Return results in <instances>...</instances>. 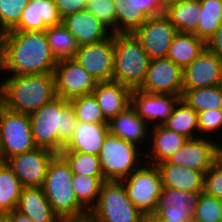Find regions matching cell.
Here are the masks:
<instances>
[{
    "label": "cell",
    "mask_w": 222,
    "mask_h": 222,
    "mask_svg": "<svg viewBox=\"0 0 222 222\" xmlns=\"http://www.w3.org/2000/svg\"><path fill=\"white\" fill-rule=\"evenodd\" d=\"M58 60L44 31H7L0 68L3 75L53 73Z\"/></svg>",
    "instance_id": "obj_1"
},
{
    "label": "cell",
    "mask_w": 222,
    "mask_h": 222,
    "mask_svg": "<svg viewBox=\"0 0 222 222\" xmlns=\"http://www.w3.org/2000/svg\"><path fill=\"white\" fill-rule=\"evenodd\" d=\"M34 143L59 154L76 127L75 111L69 100L55 97L29 115Z\"/></svg>",
    "instance_id": "obj_2"
},
{
    "label": "cell",
    "mask_w": 222,
    "mask_h": 222,
    "mask_svg": "<svg viewBox=\"0 0 222 222\" xmlns=\"http://www.w3.org/2000/svg\"><path fill=\"white\" fill-rule=\"evenodd\" d=\"M55 97L53 73L2 77V106L11 111L31 115Z\"/></svg>",
    "instance_id": "obj_3"
},
{
    "label": "cell",
    "mask_w": 222,
    "mask_h": 222,
    "mask_svg": "<svg viewBox=\"0 0 222 222\" xmlns=\"http://www.w3.org/2000/svg\"><path fill=\"white\" fill-rule=\"evenodd\" d=\"M72 175L66 160L56 154L48 165L42 188L53 211L63 222H87L89 212L75 196Z\"/></svg>",
    "instance_id": "obj_4"
},
{
    "label": "cell",
    "mask_w": 222,
    "mask_h": 222,
    "mask_svg": "<svg viewBox=\"0 0 222 222\" xmlns=\"http://www.w3.org/2000/svg\"><path fill=\"white\" fill-rule=\"evenodd\" d=\"M150 57L132 33H114L112 81L139 89L147 74Z\"/></svg>",
    "instance_id": "obj_5"
},
{
    "label": "cell",
    "mask_w": 222,
    "mask_h": 222,
    "mask_svg": "<svg viewBox=\"0 0 222 222\" xmlns=\"http://www.w3.org/2000/svg\"><path fill=\"white\" fill-rule=\"evenodd\" d=\"M87 222H147V216L134 206L121 181H105Z\"/></svg>",
    "instance_id": "obj_6"
},
{
    "label": "cell",
    "mask_w": 222,
    "mask_h": 222,
    "mask_svg": "<svg viewBox=\"0 0 222 222\" xmlns=\"http://www.w3.org/2000/svg\"><path fill=\"white\" fill-rule=\"evenodd\" d=\"M98 156L107 181L126 179L145 161L139 146L110 133L105 137Z\"/></svg>",
    "instance_id": "obj_7"
},
{
    "label": "cell",
    "mask_w": 222,
    "mask_h": 222,
    "mask_svg": "<svg viewBox=\"0 0 222 222\" xmlns=\"http://www.w3.org/2000/svg\"><path fill=\"white\" fill-rule=\"evenodd\" d=\"M34 143L30 117L0 107V161L31 151Z\"/></svg>",
    "instance_id": "obj_8"
},
{
    "label": "cell",
    "mask_w": 222,
    "mask_h": 222,
    "mask_svg": "<svg viewBox=\"0 0 222 222\" xmlns=\"http://www.w3.org/2000/svg\"><path fill=\"white\" fill-rule=\"evenodd\" d=\"M129 199L147 217L156 212L163 184L155 164L143 162L126 179L121 180Z\"/></svg>",
    "instance_id": "obj_9"
},
{
    "label": "cell",
    "mask_w": 222,
    "mask_h": 222,
    "mask_svg": "<svg viewBox=\"0 0 222 222\" xmlns=\"http://www.w3.org/2000/svg\"><path fill=\"white\" fill-rule=\"evenodd\" d=\"M178 31L164 14L147 17L145 23L132 34L140 42L150 59L166 58Z\"/></svg>",
    "instance_id": "obj_10"
},
{
    "label": "cell",
    "mask_w": 222,
    "mask_h": 222,
    "mask_svg": "<svg viewBox=\"0 0 222 222\" xmlns=\"http://www.w3.org/2000/svg\"><path fill=\"white\" fill-rule=\"evenodd\" d=\"M53 74L56 96L66 100L92 94L98 83L73 58L58 60Z\"/></svg>",
    "instance_id": "obj_11"
},
{
    "label": "cell",
    "mask_w": 222,
    "mask_h": 222,
    "mask_svg": "<svg viewBox=\"0 0 222 222\" xmlns=\"http://www.w3.org/2000/svg\"><path fill=\"white\" fill-rule=\"evenodd\" d=\"M73 59L97 82L112 81L114 33L101 42L78 46Z\"/></svg>",
    "instance_id": "obj_12"
},
{
    "label": "cell",
    "mask_w": 222,
    "mask_h": 222,
    "mask_svg": "<svg viewBox=\"0 0 222 222\" xmlns=\"http://www.w3.org/2000/svg\"><path fill=\"white\" fill-rule=\"evenodd\" d=\"M55 155L52 150L36 147L31 151L14 155L5 162L23 187H42L48 165Z\"/></svg>",
    "instance_id": "obj_13"
},
{
    "label": "cell",
    "mask_w": 222,
    "mask_h": 222,
    "mask_svg": "<svg viewBox=\"0 0 222 222\" xmlns=\"http://www.w3.org/2000/svg\"><path fill=\"white\" fill-rule=\"evenodd\" d=\"M151 94H170L182 97L183 70L166 58L150 60L146 78L138 89Z\"/></svg>",
    "instance_id": "obj_14"
},
{
    "label": "cell",
    "mask_w": 222,
    "mask_h": 222,
    "mask_svg": "<svg viewBox=\"0 0 222 222\" xmlns=\"http://www.w3.org/2000/svg\"><path fill=\"white\" fill-rule=\"evenodd\" d=\"M218 157L219 143L210 138L197 137L188 139L166 161L204 174Z\"/></svg>",
    "instance_id": "obj_15"
},
{
    "label": "cell",
    "mask_w": 222,
    "mask_h": 222,
    "mask_svg": "<svg viewBox=\"0 0 222 222\" xmlns=\"http://www.w3.org/2000/svg\"><path fill=\"white\" fill-rule=\"evenodd\" d=\"M222 85V60L207 48L183 69V89Z\"/></svg>",
    "instance_id": "obj_16"
},
{
    "label": "cell",
    "mask_w": 222,
    "mask_h": 222,
    "mask_svg": "<svg viewBox=\"0 0 222 222\" xmlns=\"http://www.w3.org/2000/svg\"><path fill=\"white\" fill-rule=\"evenodd\" d=\"M179 99L176 95L151 94L136 89L131 94V105L138 116L152 127L166 122Z\"/></svg>",
    "instance_id": "obj_17"
},
{
    "label": "cell",
    "mask_w": 222,
    "mask_h": 222,
    "mask_svg": "<svg viewBox=\"0 0 222 222\" xmlns=\"http://www.w3.org/2000/svg\"><path fill=\"white\" fill-rule=\"evenodd\" d=\"M108 130L110 134L136 144L143 152L148 147L150 126L138 116L132 105L108 121Z\"/></svg>",
    "instance_id": "obj_18"
},
{
    "label": "cell",
    "mask_w": 222,
    "mask_h": 222,
    "mask_svg": "<svg viewBox=\"0 0 222 222\" xmlns=\"http://www.w3.org/2000/svg\"><path fill=\"white\" fill-rule=\"evenodd\" d=\"M62 25L75 38L78 46L101 42L113 33L89 11L83 10L62 18Z\"/></svg>",
    "instance_id": "obj_19"
},
{
    "label": "cell",
    "mask_w": 222,
    "mask_h": 222,
    "mask_svg": "<svg viewBox=\"0 0 222 222\" xmlns=\"http://www.w3.org/2000/svg\"><path fill=\"white\" fill-rule=\"evenodd\" d=\"M62 24L54 0H30L13 31H45Z\"/></svg>",
    "instance_id": "obj_20"
},
{
    "label": "cell",
    "mask_w": 222,
    "mask_h": 222,
    "mask_svg": "<svg viewBox=\"0 0 222 222\" xmlns=\"http://www.w3.org/2000/svg\"><path fill=\"white\" fill-rule=\"evenodd\" d=\"M188 138L169 130L164 125L150 127L149 143L144 151V160L150 164H157L166 160L178 150Z\"/></svg>",
    "instance_id": "obj_21"
},
{
    "label": "cell",
    "mask_w": 222,
    "mask_h": 222,
    "mask_svg": "<svg viewBox=\"0 0 222 222\" xmlns=\"http://www.w3.org/2000/svg\"><path fill=\"white\" fill-rule=\"evenodd\" d=\"M92 94L107 121L131 105L132 90L118 82H98Z\"/></svg>",
    "instance_id": "obj_22"
},
{
    "label": "cell",
    "mask_w": 222,
    "mask_h": 222,
    "mask_svg": "<svg viewBox=\"0 0 222 222\" xmlns=\"http://www.w3.org/2000/svg\"><path fill=\"white\" fill-rule=\"evenodd\" d=\"M109 133L108 124L77 121L71 138L62 151H77L99 155L105 137Z\"/></svg>",
    "instance_id": "obj_23"
},
{
    "label": "cell",
    "mask_w": 222,
    "mask_h": 222,
    "mask_svg": "<svg viewBox=\"0 0 222 222\" xmlns=\"http://www.w3.org/2000/svg\"><path fill=\"white\" fill-rule=\"evenodd\" d=\"M155 165L164 188H175L184 192L203 191L204 174L201 171L168 163L166 160Z\"/></svg>",
    "instance_id": "obj_24"
},
{
    "label": "cell",
    "mask_w": 222,
    "mask_h": 222,
    "mask_svg": "<svg viewBox=\"0 0 222 222\" xmlns=\"http://www.w3.org/2000/svg\"><path fill=\"white\" fill-rule=\"evenodd\" d=\"M16 210L34 222H63L53 211L42 187H23Z\"/></svg>",
    "instance_id": "obj_25"
},
{
    "label": "cell",
    "mask_w": 222,
    "mask_h": 222,
    "mask_svg": "<svg viewBox=\"0 0 222 222\" xmlns=\"http://www.w3.org/2000/svg\"><path fill=\"white\" fill-rule=\"evenodd\" d=\"M206 48V42L191 32H177L169 47L167 58L182 70L191 64Z\"/></svg>",
    "instance_id": "obj_26"
},
{
    "label": "cell",
    "mask_w": 222,
    "mask_h": 222,
    "mask_svg": "<svg viewBox=\"0 0 222 222\" xmlns=\"http://www.w3.org/2000/svg\"><path fill=\"white\" fill-rule=\"evenodd\" d=\"M164 14L177 31L193 33L200 22L199 0H184L173 3L164 9Z\"/></svg>",
    "instance_id": "obj_27"
},
{
    "label": "cell",
    "mask_w": 222,
    "mask_h": 222,
    "mask_svg": "<svg viewBox=\"0 0 222 222\" xmlns=\"http://www.w3.org/2000/svg\"><path fill=\"white\" fill-rule=\"evenodd\" d=\"M163 125L188 139L199 137L198 113L181 98Z\"/></svg>",
    "instance_id": "obj_28"
},
{
    "label": "cell",
    "mask_w": 222,
    "mask_h": 222,
    "mask_svg": "<svg viewBox=\"0 0 222 222\" xmlns=\"http://www.w3.org/2000/svg\"><path fill=\"white\" fill-rule=\"evenodd\" d=\"M23 186L13 170L0 161V214L5 216L17 208Z\"/></svg>",
    "instance_id": "obj_29"
},
{
    "label": "cell",
    "mask_w": 222,
    "mask_h": 222,
    "mask_svg": "<svg viewBox=\"0 0 222 222\" xmlns=\"http://www.w3.org/2000/svg\"><path fill=\"white\" fill-rule=\"evenodd\" d=\"M181 99L197 113L211 109H222V85L183 89Z\"/></svg>",
    "instance_id": "obj_30"
},
{
    "label": "cell",
    "mask_w": 222,
    "mask_h": 222,
    "mask_svg": "<svg viewBox=\"0 0 222 222\" xmlns=\"http://www.w3.org/2000/svg\"><path fill=\"white\" fill-rule=\"evenodd\" d=\"M200 22L194 35L207 42L222 24V0H199Z\"/></svg>",
    "instance_id": "obj_31"
},
{
    "label": "cell",
    "mask_w": 222,
    "mask_h": 222,
    "mask_svg": "<svg viewBox=\"0 0 222 222\" xmlns=\"http://www.w3.org/2000/svg\"><path fill=\"white\" fill-rule=\"evenodd\" d=\"M44 33L52 54L57 60L74 58L78 44L65 26L60 24L47 27Z\"/></svg>",
    "instance_id": "obj_32"
},
{
    "label": "cell",
    "mask_w": 222,
    "mask_h": 222,
    "mask_svg": "<svg viewBox=\"0 0 222 222\" xmlns=\"http://www.w3.org/2000/svg\"><path fill=\"white\" fill-rule=\"evenodd\" d=\"M104 176L72 175V187L80 204L89 212L97 203Z\"/></svg>",
    "instance_id": "obj_33"
},
{
    "label": "cell",
    "mask_w": 222,
    "mask_h": 222,
    "mask_svg": "<svg viewBox=\"0 0 222 222\" xmlns=\"http://www.w3.org/2000/svg\"><path fill=\"white\" fill-rule=\"evenodd\" d=\"M59 154L69 164L72 173L87 176H103L98 155L77 151H61Z\"/></svg>",
    "instance_id": "obj_34"
},
{
    "label": "cell",
    "mask_w": 222,
    "mask_h": 222,
    "mask_svg": "<svg viewBox=\"0 0 222 222\" xmlns=\"http://www.w3.org/2000/svg\"><path fill=\"white\" fill-rule=\"evenodd\" d=\"M77 121L85 123L108 124L93 94L78 96L69 100Z\"/></svg>",
    "instance_id": "obj_35"
},
{
    "label": "cell",
    "mask_w": 222,
    "mask_h": 222,
    "mask_svg": "<svg viewBox=\"0 0 222 222\" xmlns=\"http://www.w3.org/2000/svg\"><path fill=\"white\" fill-rule=\"evenodd\" d=\"M117 20V33H133L145 23L146 16L132 6L127 0H114Z\"/></svg>",
    "instance_id": "obj_36"
},
{
    "label": "cell",
    "mask_w": 222,
    "mask_h": 222,
    "mask_svg": "<svg viewBox=\"0 0 222 222\" xmlns=\"http://www.w3.org/2000/svg\"><path fill=\"white\" fill-rule=\"evenodd\" d=\"M192 218L199 222H222V200L202 191L192 209Z\"/></svg>",
    "instance_id": "obj_37"
},
{
    "label": "cell",
    "mask_w": 222,
    "mask_h": 222,
    "mask_svg": "<svg viewBox=\"0 0 222 222\" xmlns=\"http://www.w3.org/2000/svg\"><path fill=\"white\" fill-rule=\"evenodd\" d=\"M198 196L199 193L197 192H184L175 188L163 187L156 208L193 209L197 203Z\"/></svg>",
    "instance_id": "obj_38"
},
{
    "label": "cell",
    "mask_w": 222,
    "mask_h": 222,
    "mask_svg": "<svg viewBox=\"0 0 222 222\" xmlns=\"http://www.w3.org/2000/svg\"><path fill=\"white\" fill-rule=\"evenodd\" d=\"M198 127L199 137L222 142V109L198 112Z\"/></svg>",
    "instance_id": "obj_39"
},
{
    "label": "cell",
    "mask_w": 222,
    "mask_h": 222,
    "mask_svg": "<svg viewBox=\"0 0 222 222\" xmlns=\"http://www.w3.org/2000/svg\"><path fill=\"white\" fill-rule=\"evenodd\" d=\"M85 10L97 17L112 33H117L114 0H88Z\"/></svg>",
    "instance_id": "obj_40"
},
{
    "label": "cell",
    "mask_w": 222,
    "mask_h": 222,
    "mask_svg": "<svg viewBox=\"0 0 222 222\" xmlns=\"http://www.w3.org/2000/svg\"><path fill=\"white\" fill-rule=\"evenodd\" d=\"M30 0H0V22L6 31L12 30Z\"/></svg>",
    "instance_id": "obj_41"
},
{
    "label": "cell",
    "mask_w": 222,
    "mask_h": 222,
    "mask_svg": "<svg viewBox=\"0 0 222 222\" xmlns=\"http://www.w3.org/2000/svg\"><path fill=\"white\" fill-rule=\"evenodd\" d=\"M203 191L222 200V162L219 159L204 173Z\"/></svg>",
    "instance_id": "obj_42"
},
{
    "label": "cell",
    "mask_w": 222,
    "mask_h": 222,
    "mask_svg": "<svg viewBox=\"0 0 222 222\" xmlns=\"http://www.w3.org/2000/svg\"><path fill=\"white\" fill-rule=\"evenodd\" d=\"M192 218V209L177 210L169 208H156V212L147 219H180L181 222H188Z\"/></svg>",
    "instance_id": "obj_43"
},
{
    "label": "cell",
    "mask_w": 222,
    "mask_h": 222,
    "mask_svg": "<svg viewBox=\"0 0 222 222\" xmlns=\"http://www.w3.org/2000/svg\"><path fill=\"white\" fill-rule=\"evenodd\" d=\"M134 9L141 11L146 17L164 13L160 0H127Z\"/></svg>",
    "instance_id": "obj_44"
},
{
    "label": "cell",
    "mask_w": 222,
    "mask_h": 222,
    "mask_svg": "<svg viewBox=\"0 0 222 222\" xmlns=\"http://www.w3.org/2000/svg\"><path fill=\"white\" fill-rule=\"evenodd\" d=\"M88 0H54L61 18L85 10Z\"/></svg>",
    "instance_id": "obj_45"
},
{
    "label": "cell",
    "mask_w": 222,
    "mask_h": 222,
    "mask_svg": "<svg viewBox=\"0 0 222 222\" xmlns=\"http://www.w3.org/2000/svg\"><path fill=\"white\" fill-rule=\"evenodd\" d=\"M206 48L222 60V24L206 42Z\"/></svg>",
    "instance_id": "obj_46"
},
{
    "label": "cell",
    "mask_w": 222,
    "mask_h": 222,
    "mask_svg": "<svg viewBox=\"0 0 222 222\" xmlns=\"http://www.w3.org/2000/svg\"><path fill=\"white\" fill-rule=\"evenodd\" d=\"M5 217L10 221V222H34L32 221L28 216L22 214L18 210L14 209L11 212H8Z\"/></svg>",
    "instance_id": "obj_47"
},
{
    "label": "cell",
    "mask_w": 222,
    "mask_h": 222,
    "mask_svg": "<svg viewBox=\"0 0 222 222\" xmlns=\"http://www.w3.org/2000/svg\"><path fill=\"white\" fill-rule=\"evenodd\" d=\"M6 33L7 31L4 29V27H0V63H1V56L3 53L4 35Z\"/></svg>",
    "instance_id": "obj_48"
},
{
    "label": "cell",
    "mask_w": 222,
    "mask_h": 222,
    "mask_svg": "<svg viewBox=\"0 0 222 222\" xmlns=\"http://www.w3.org/2000/svg\"><path fill=\"white\" fill-rule=\"evenodd\" d=\"M181 1H184V0H160L163 10L171 4L181 2Z\"/></svg>",
    "instance_id": "obj_49"
},
{
    "label": "cell",
    "mask_w": 222,
    "mask_h": 222,
    "mask_svg": "<svg viewBox=\"0 0 222 222\" xmlns=\"http://www.w3.org/2000/svg\"><path fill=\"white\" fill-rule=\"evenodd\" d=\"M147 222H181L180 219H147Z\"/></svg>",
    "instance_id": "obj_50"
},
{
    "label": "cell",
    "mask_w": 222,
    "mask_h": 222,
    "mask_svg": "<svg viewBox=\"0 0 222 222\" xmlns=\"http://www.w3.org/2000/svg\"><path fill=\"white\" fill-rule=\"evenodd\" d=\"M0 107L2 106V72H1V68H0Z\"/></svg>",
    "instance_id": "obj_51"
},
{
    "label": "cell",
    "mask_w": 222,
    "mask_h": 222,
    "mask_svg": "<svg viewBox=\"0 0 222 222\" xmlns=\"http://www.w3.org/2000/svg\"><path fill=\"white\" fill-rule=\"evenodd\" d=\"M218 159L222 162V142L219 143V157Z\"/></svg>",
    "instance_id": "obj_52"
},
{
    "label": "cell",
    "mask_w": 222,
    "mask_h": 222,
    "mask_svg": "<svg viewBox=\"0 0 222 222\" xmlns=\"http://www.w3.org/2000/svg\"><path fill=\"white\" fill-rule=\"evenodd\" d=\"M0 222H10L5 216L0 219Z\"/></svg>",
    "instance_id": "obj_53"
},
{
    "label": "cell",
    "mask_w": 222,
    "mask_h": 222,
    "mask_svg": "<svg viewBox=\"0 0 222 222\" xmlns=\"http://www.w3.org/2000/svg\"><path fill=\"white\" fill-rule=\"evenodd\" d=\"M188 222H199V221H197V220L191 218L190 220H188Z\"/></svg>",
    "instance_id": "obj_54"
}]
</instances>
